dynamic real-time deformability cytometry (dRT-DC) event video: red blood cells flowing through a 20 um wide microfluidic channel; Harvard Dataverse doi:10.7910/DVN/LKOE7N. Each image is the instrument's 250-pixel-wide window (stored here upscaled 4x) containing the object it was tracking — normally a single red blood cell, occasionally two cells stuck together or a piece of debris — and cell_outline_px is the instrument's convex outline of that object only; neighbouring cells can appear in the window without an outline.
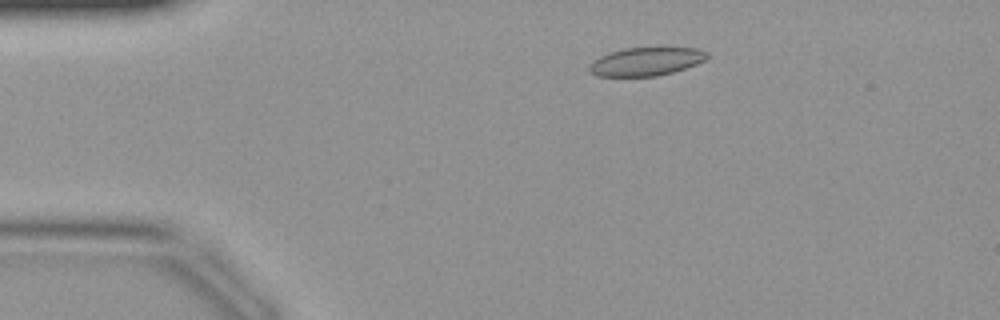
{"species": "common noctule bat (a hibernating species)", "species_latin": "Nyctalus noctula", "temperature_condition": "warm", "stored_images_in_passage": 43, "camera_frame_rate_fps": 3000, "um_per_image_px": 0.085, "animal": {"sex": "female", "body_mass_g": 19.9}, "frame": {"image": 1, "passage_image": 8, "time_ms": 2.333, "image_size_px": [1000, 320], "cell_outline_px": [[708, 56], [704, 60], [696, 64], [672, 72], [656, 76], [596, 76], [588, 68], [600, 56], [624, 48], [700, 48], [708, 52]], "centroid_in_image_um": [54.95, 5.23], "position_along_channel_um": 30.0, "area_um2": 19.07}}
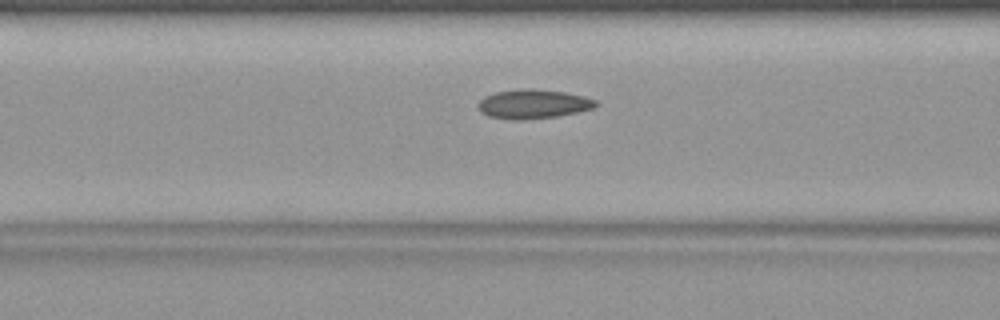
{"frame": {"image": 2, "passage_image": 17, "time_ms": 5.333, "image_size_px": [1000, 320], "cell_outline_px": [[600, 104], [596, 108], [556, 116], [524, 120], [512, 120], [488, 116], [480, 112], [476, 104], [484, 96], [496, 92], [524, 88], [532, 88], [564, 92], [584, 96], [596, 100]], "centroid_in_image_um": [45.31, 8.84], "position_along_channel_um": 121.3, "area_um2": 20.23}}
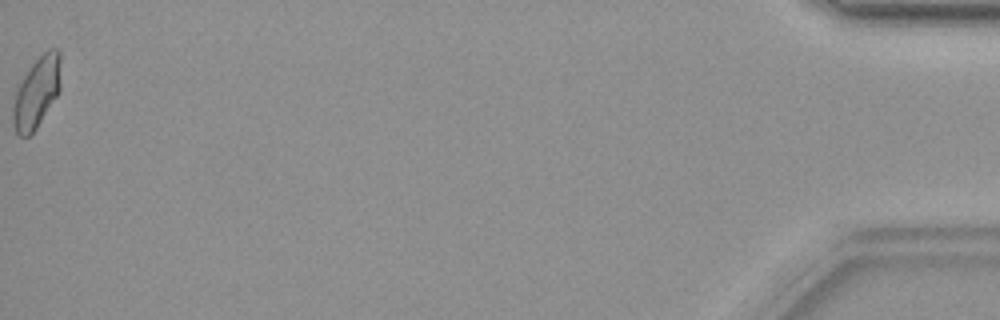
{"frame": {"image": 3, "passage_image": 43, "time_ms": 14.0, "image_size_px": [1000, 320], "cell_outline_px": [[60, 92], [36, 128], [28, 136], [20, 136], [16, 132], [12, 124], [12, 108], [16, 92], [28, 68], [48, 48], [56, 48], [60, 52]], "centroid_in_image_um": [3.12, 7.85], "position_along_channel_um": 432.1, "area_um2": 19.71}}